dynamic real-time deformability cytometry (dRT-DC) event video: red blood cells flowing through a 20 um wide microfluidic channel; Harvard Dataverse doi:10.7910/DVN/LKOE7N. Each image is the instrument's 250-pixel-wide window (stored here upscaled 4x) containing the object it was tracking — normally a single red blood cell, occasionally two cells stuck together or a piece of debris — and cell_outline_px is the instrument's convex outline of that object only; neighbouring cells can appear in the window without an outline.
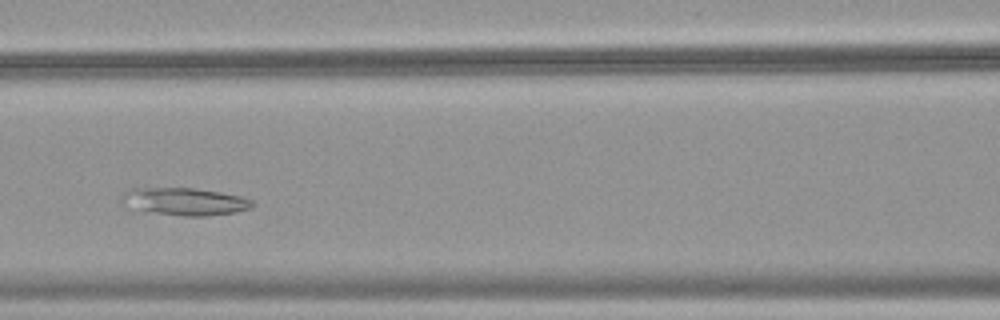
{"species": "common noctule bat (a hibernating species)", "species_latin": "Nyctalus noctula", "temperature_condition": "warm", "stored_images_in_passage": 37, "camera_frame_rate_fps": 3000, "um_per_image_px": 0.085, "animal": {"sex": "female", "body_mass_g": 18.4}, "frame": {"image": 1, "passage_image": 16, "time_ms": 5.0, "image_size_px": [1000, 320], "cell_outline_px": [[256, 204], [252, 208], [236, 212], [208, 216], [184, 216], [156, 212], [140, 208], [124, 196], [124, 192], [128, 188], [196, 188], [220, 192], [240, 196], [252, 200]], "centroid_in_image_um": [15.94, 17.11], "position_along_channel_um": 150.7, "area_um2": 20.06}}
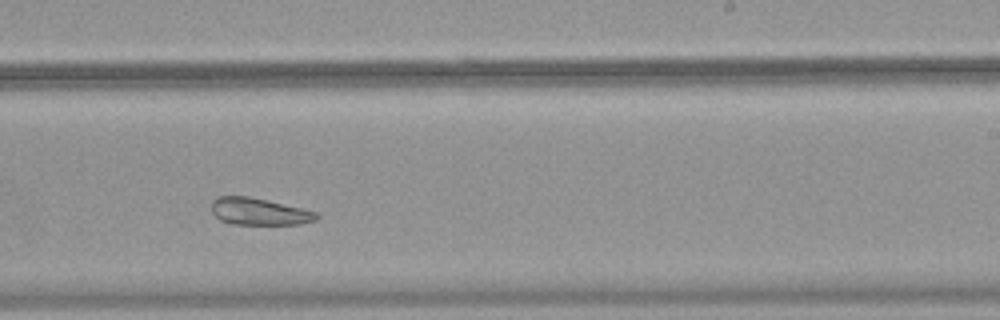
{"frame": {"image": 2, "passage_image": 25, "time_ms": 8.0, "image_size_px": [1000, 320], "cell_outline_px": [[320, 216], [316, 220], [300, 224], [232, 224], [220, 220], [212, 212], [212, 200], [220, 196], [248, 196], [268, 200], [316, 212]], "centroid_in_image_um": [22.01, 17.98], "position_along_channel_um": 267.0, "area_um2": 16.42}}
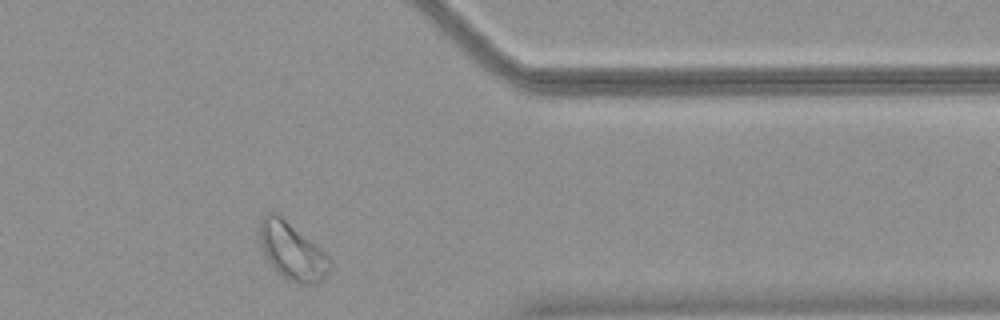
{"frame": {"image": 3, "passage_image": 35, "time_ms": 11.333, "image_size_px": [1000, 320], "cell_outline_px": [[332, 268], [324, 280], [316, 284], [300, 284], [288, 280], [268, 260], [264, 252], [260, 240], [260, 220], [268, 212], [276, 212], [320, 248], [332, 260]], "centroid_in_image_um": [24.89, 21.37], "position_along_channel_um": 386.5, "area_um2": 23.06}}